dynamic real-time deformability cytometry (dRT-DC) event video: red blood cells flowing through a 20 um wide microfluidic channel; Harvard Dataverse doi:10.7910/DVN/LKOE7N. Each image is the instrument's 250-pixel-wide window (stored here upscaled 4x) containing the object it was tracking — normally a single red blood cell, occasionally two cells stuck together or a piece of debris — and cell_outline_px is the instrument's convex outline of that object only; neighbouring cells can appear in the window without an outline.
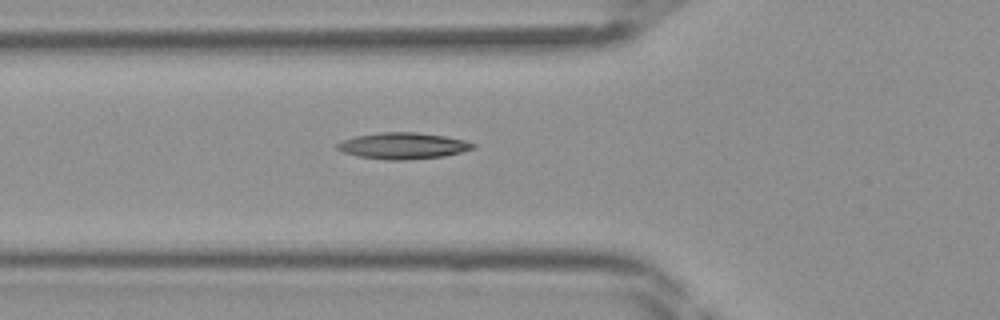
{"species": "Egyptian fruit bat (a non-hibernating species)", "species_latin": "Rousettus aegyptiacus", "temperature_condition": "room temperature", "stored_images_in_passage": 30, "camera_frame_rate_fps": 3000, "um_per_image_px": 0.085, "frame": {"image": 1, "passage_image": 2, "time_ms": 0.333, "image_size_px": [1000, 320], "cell_outline_px": [[476, 148], [444, 156], [404, 160], [388, 160], [356, 156], [344, 152], [336, 148], [336, 144], [344, 140], [356, 136], [380, 132], [416, 132], [444, 136], [464, 140], [476, 144]], "centroid_in_image_um": [34.26, 12.39], "position_along_channel_um": 91.5, "area_um2": 20.75}}
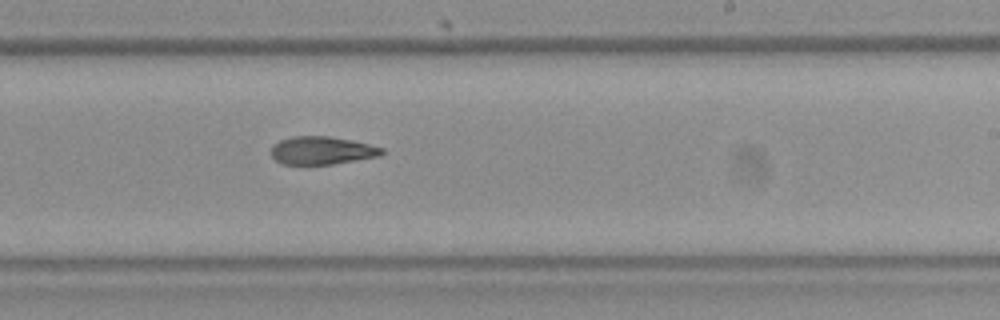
{"frame": {"image": 2, "passage_image": 13, "time_ms": 4.0, "image_size_px": [1000, 320], "cell_outline_px": [[384, 152], [380, 156], [332, 164], [280, 164], [272, 156], [272, 144], [280, 140], [292, 136], [328, 136], [352, 140], [384, 148]], "centroid_in_image_um": [27.35, 12.78], "position_along_channel_um": 261.6, "area_um2": 18.03}}
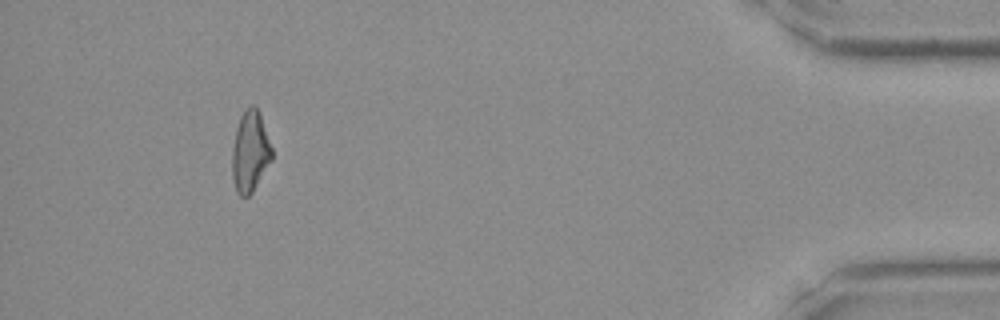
{"frame": {"image": 3, "passage_image": 27, "time_ms": 8.667, "image_size_px": [1000, 320], "cell_outline_px": [[272, 160], [252, 192], [248, 196], [240, 196], [236, 192], [232, 180], [232, 148], [236, 128], [240, 116], [252, 104], [256, 104], [260, 112], [272, 148]], "centroid_in_image_um": [21.26, 12.88], "position_along_channel_um": 413.9, "area_um2": 18.9}}